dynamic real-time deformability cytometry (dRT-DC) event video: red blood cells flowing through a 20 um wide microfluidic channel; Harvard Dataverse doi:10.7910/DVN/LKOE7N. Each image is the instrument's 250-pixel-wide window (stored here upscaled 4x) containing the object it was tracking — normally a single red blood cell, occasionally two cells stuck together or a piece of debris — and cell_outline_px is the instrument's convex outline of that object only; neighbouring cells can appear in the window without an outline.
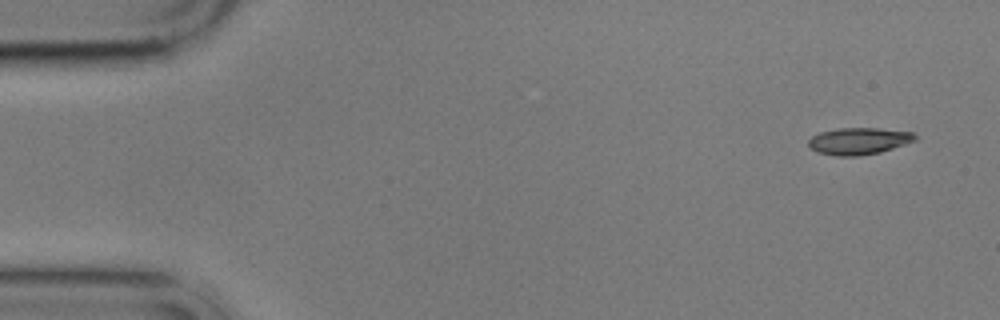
{"species": "common noctule bat (a hibernating species)", "species_latin": "Nyctalus noctula", "temperature_condition": "cold", "stored_images_in_passage": 6, "camera_frame_rate_fps": 3000, "um_per_image_px": 0.085, "animal": {"sex": "male", "body_mass_g": 17.9}, "frame": {"image": 1, "passage_image": 1, "time_ms": 0.0, "image_size_px": [1000, 320], "cell_outline_px": [[916, 140], [880, 152], [856, 156], [836, 156], [816, 152], [808, 148], [808, 140], [812, 136], [820, 132], [836, 128], [880, 128], [912, 132], [916, 136]], "centroid_in_image_um": [72.94, 11.99], "position_along_channel_um": 12.1, "area_um2": 16.76}}
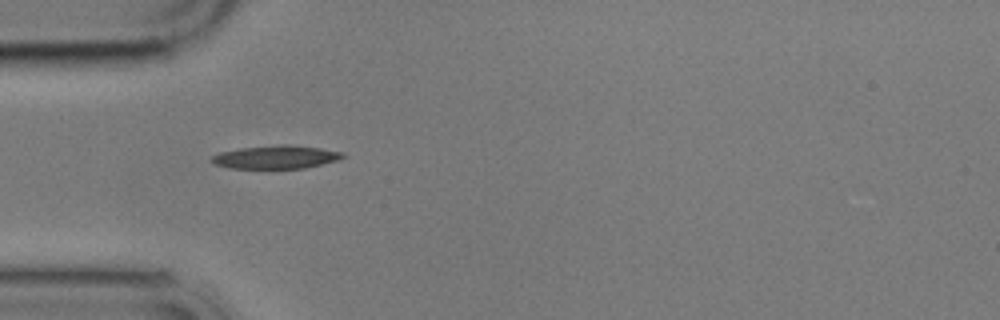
{"frame": {"image": 2, "passage_image": 5, "time_ms": 4.667, "image_size_px": [1000, 320], "cell_outline_px": [[348, 156], [340, 160], [304, 168], [228, 168], [212, 164], [208, 160], [212, 156], [220, 152], [240, 148], [284, 144], [288, 144], [320, 148], [344, 152]], "centroid_in_image_um": [23.46, 13.35], "position_along_channel_um": 61.5, "area_um2": 17.98}}
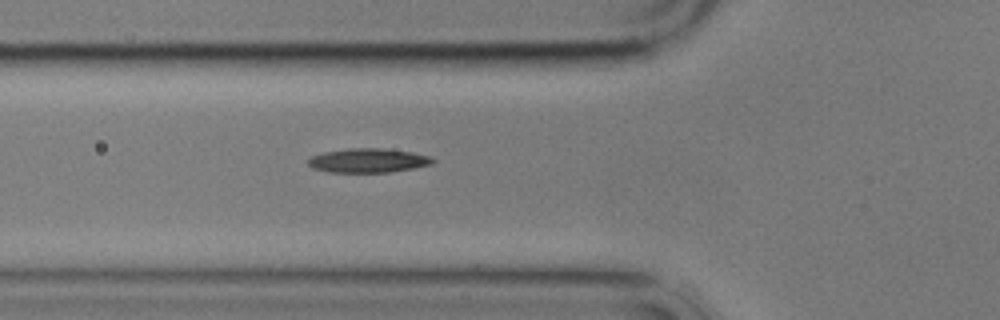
{"frame": {"image": 3, "passage_image": 6, "time_ms": 5.667, "image_size_px": [1000, 320], "cell_outline_px": [[436, 160], [432, 164], [392, 172], [328, 172], [312, 168], [308, 164], [308, 160], [312, 156], [324, 152], [348, 148], [384, 148], [412, 152], [432, 156]], "centroid_in_image_um": [31.32, 13.64], "position_along_channel_um": 94.5, "area_um2": 17.63}}